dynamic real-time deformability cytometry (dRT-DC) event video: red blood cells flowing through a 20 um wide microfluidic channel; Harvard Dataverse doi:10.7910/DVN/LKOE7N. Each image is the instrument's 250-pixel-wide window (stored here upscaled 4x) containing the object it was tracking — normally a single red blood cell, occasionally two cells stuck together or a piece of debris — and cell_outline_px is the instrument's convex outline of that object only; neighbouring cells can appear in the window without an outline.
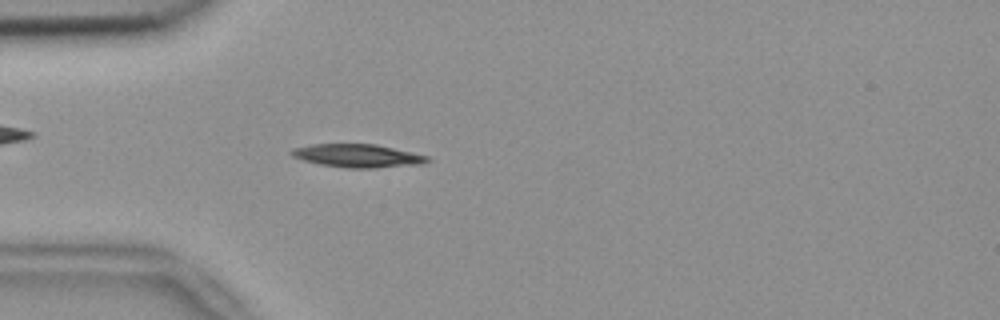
{"species": "common noctule bat (a hibernating species)", "species_latin": "Nyctalus noctula", "temperature_condition": "room temperature", "stored_images_in_passage": 51, "camera_frame_rate_fps": 3000, "um_per_image_px": 0.085, "animal": {"sex": "female", "body_mass_g": 18.4}, "frame": {"image": 1, "passage_image": 13, "time_ms": 4.0, "image_size_px": [1000, 320], "cell_outline_px": [[432, 160], [424, 164], [372, 168], [348, 168], [320, 164], [304, 160], [292, 156], [288, 152], [292, 148], [312, 144], [376, 144], [412, 152], [428, 156]], "centroid_in_image_um": [30.42, 13.24], "position_along_channel_um": 54.6, "area_um2": 18.44}}
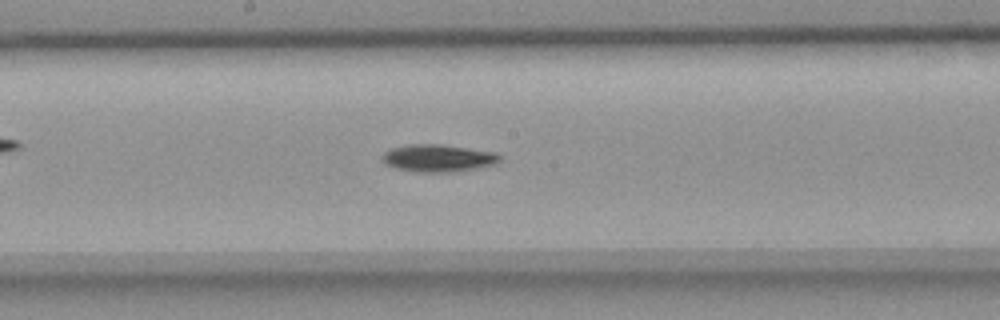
{"frame": {"image": 2, "passage_image": 26, "time_ms": 8.333, "image_size_px": [1000, 320], "cell_outline_px": [[500, 160], [492, 164], [476, 168], [456, 172], [416, 172], [396, 168], [384, 164], [380, 156], [384, 152], [392, 148], [408, 144], [440, 144], [496, 152], [500, 156]], "centroid_in_image_um": [37.19, 13.44], "position_along_channel_um": 211.0, "area_um2": 18.79}}
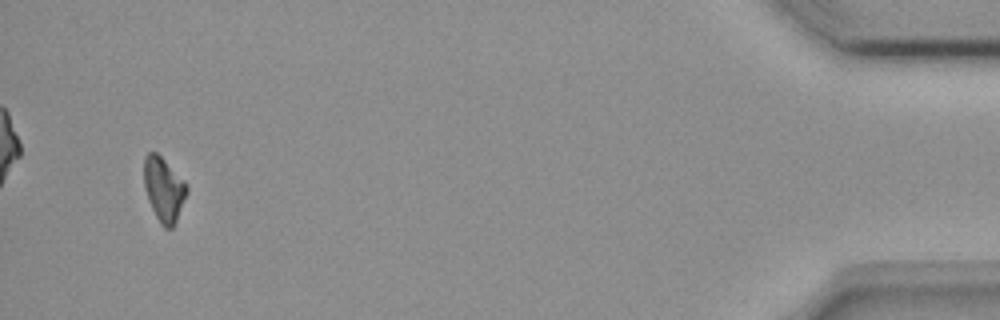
{"frame": {"image": 3, "passage_image": 49, "time_ms": 16.0, "image_size_px": [1000, 320], "cell_outline_px": [[188, 192], [176, 220], [172, 228], [164, 228], [160, 224], [148, 200], [144, 188], [144, 156], [148, 152], [156, 152], [188, 184]], "centroid_in_image_um": [13.92, 16.09], "position_along_channel_um": 421.3, "area_um2": 15.95}, "authors_computed_cell_mechanics": {"area_um2": 17.5134, "velocity_mm_per_s": 3.7612, "shape_relaxation_time_tau1_ms": 4.8486, "shape_relaxation_time_tau2_ms": null, "deformation_change_tau1": 0.1287, "deformation_change_tau2": null}}